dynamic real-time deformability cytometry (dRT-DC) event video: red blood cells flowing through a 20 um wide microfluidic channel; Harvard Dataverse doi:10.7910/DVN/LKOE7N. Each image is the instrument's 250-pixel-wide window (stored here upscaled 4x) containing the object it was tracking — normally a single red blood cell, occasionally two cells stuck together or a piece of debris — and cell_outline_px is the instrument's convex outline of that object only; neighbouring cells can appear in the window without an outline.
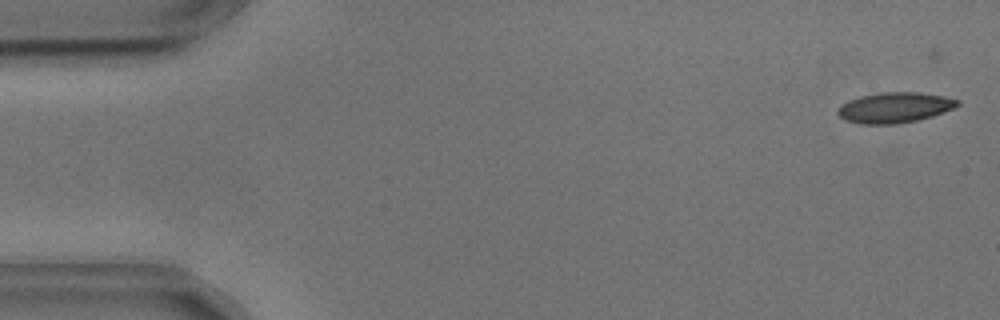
{"species": "common noctule bat (a hibernating species)", "species_latin": "Nyctalus noctula", "temperature_condition": "cold", "stored_images_in_passage": 51, "camera_frame_rate_fps": 3000, "um_per_image_px": 0.085, "animal": {"sex": "male", "body_mass_g": 17.9, "forearm_length_mm": 54.2}, "frame": {"image": 1, "passage_image": 3, "time_ms": 0.667, "image_size_px": [1000, 320], "cell_outline_px": [[960, 104], [952, 108], [932, 116], [916, 120], [896, 124], [860, 124], [844, 120], [836, 112], [848, 100], [860, 96], [880, 92], [920, 92], [944, 96], [960, 100]], "centroid_in_image_um": [76.04, 9.14], "position_along_channel_um": 9.0, "area_um2": 21.15}}
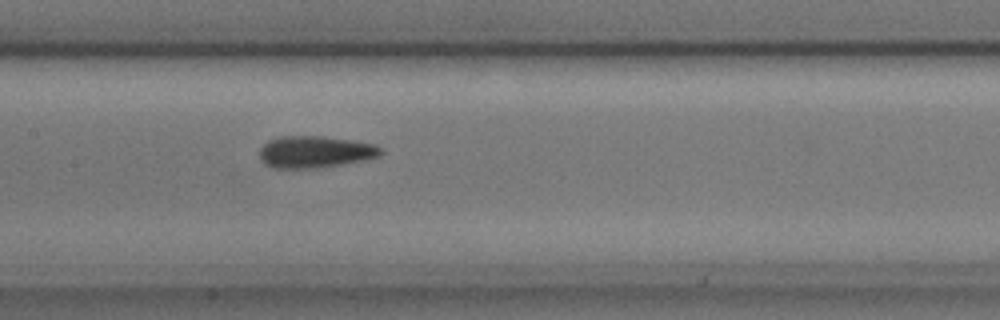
{"frame": {"image": 2, "passage_image": 27, "time_ms": 8.667, "image_size_px": [1000, 320], "cell_outline_px": [[384, 152], [380, 156], [364, 160], [340, 164], [312, 168], [272, 168], [264, 164], [260, 160], [260, 148], [268, 140], [280, 136], [320, 136], [352, 140], [376, 144]], "centroid_in_image_um": [26.76, 12.9], "position_along_channel_um": 180.6, "area_um2": 22.54}}
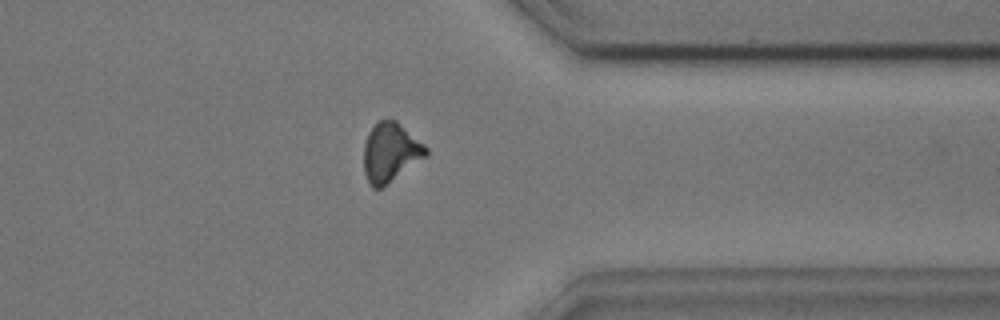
{"frame": {"image": 3, "passage_image": 44, "time_ms": 14.333, "image_size_px": [1000, 320], "cell_outline_px": [[428, 156], [380, 188], [372, 188], [368, 184], [364, 172], [364, 144], [368, 132], [380, 120], [396, 120], [424, 144], [428, 148]], "centroid_in_image_um": [33.19, 12.96], "position_along_channel_um": 378.2, "area_um2": 21.33}, "authors_computed_cell_mechanics": {"area_um2": 21.6172, "velocity_mm_per_s": 3.6295, "shape_relaxation_time_tau1_ms": 3.8747, "shape_relaxation_time_tau2_ms": 3.1032, "deformation_change_tau1": 0.1155, "deformation_change_tau2": 0.1098}}